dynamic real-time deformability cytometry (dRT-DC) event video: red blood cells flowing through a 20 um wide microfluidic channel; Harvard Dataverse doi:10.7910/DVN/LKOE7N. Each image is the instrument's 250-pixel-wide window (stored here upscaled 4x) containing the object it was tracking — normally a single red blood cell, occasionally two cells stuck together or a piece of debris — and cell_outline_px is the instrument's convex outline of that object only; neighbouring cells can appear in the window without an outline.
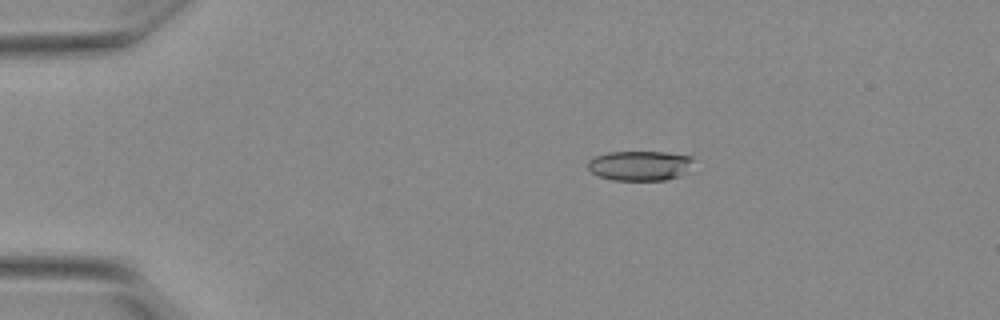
{"species": "Egyptian fruit bat (a non-hibernating species)", "species_latin": "Rousettus aegyptiacus", "temperature_condition": "warm", "stored_images_in_passage": 53, "camera_frame_rate_fps": 3000, "um_per_image_px": 0.085, "animal": {"sex": "female"}, "frame": {"image": 1, "passage_image": 10, "time_ms": 3.0, "image_size_px": [1000, 320], "cell_outline_px": [[700, 160], [688, 172], [664, 180], [612, 180], [600, 176], [592, 172], [588, 168], [588, 160], [596, 156], [608, 152], [664, 152], [692, 156]], "centroid_in_image_um": [54.49, 14.07], "position_along_channel_um": 30.5, "area_um2": 18.67}}
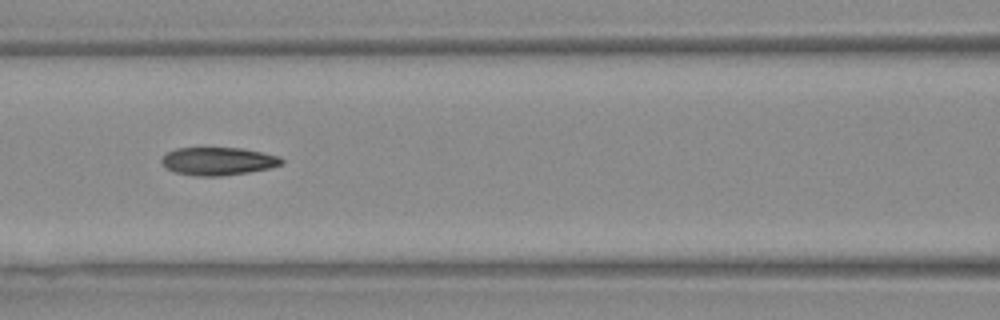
{"frame": {"image": 2, "passage_image": 24, "time_ms": 7.667, "image_size_px": [1000, 320], "cell_outline_px": [[284, 160], [280, 164], [272, 168], [248, 172], [220, 176], [196, 176], [176, 172], [168, 168], [160, 160], [168, 152], [176, 148], [244, 148], [280, 156]], "centroid_in_image_um": [18.58, 13.7], "position_along_channel_um": 148.0, "area_um2": 19.42}}
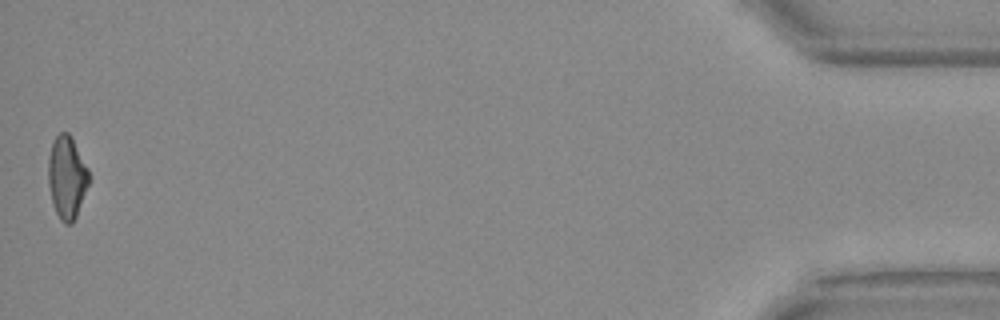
{"frame": {"image": 3, "passage_image": 53, "time_ms": 17.333, "image_size_px": [1000, 320], "cell_outline_px": [[88, 184], [76, 216], [72, 224], [64, 224], [60, 220], [56, 212], [52, 200], [48, 184], [48, 156], [52, 144], [56, 136], [60, 132], [68, 132], [88, 168]], "centroid_in_image_um": [5.66, 15.08], "position_along_channel_um": 429.5, "area_um2": 19.25}, "authors_computed_cell_mechanics": {"area_um2": 19.5364, "velocity_mm_per_s": 3.856, "shape_relaxation_time_tau1_ms": null, "shape_relaxation_time_tau2_ms": 2.8298, "deformation_change_tau1": null, "deformation_change_tau2": 0.1074}}